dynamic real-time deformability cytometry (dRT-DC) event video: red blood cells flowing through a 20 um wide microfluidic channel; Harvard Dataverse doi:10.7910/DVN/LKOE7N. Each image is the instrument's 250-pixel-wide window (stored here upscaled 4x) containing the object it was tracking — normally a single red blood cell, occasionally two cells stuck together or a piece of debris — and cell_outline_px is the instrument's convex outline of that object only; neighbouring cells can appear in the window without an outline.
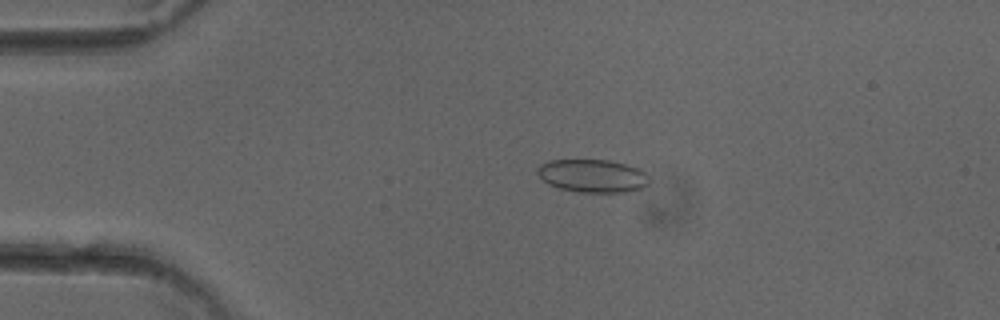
{"species": "common noctule bat (a hibernating species)", "species_latin": "Nyctalus noctula", "temperature_condition": "cold", "stored_images_in_passage": 41, "camera_frame_rate_fps": 3000, "um_per_image_px": 0.085, "animal": {"sex": "female"}, "frame": {"image": 1, "passage_image": 1, "time_ms": 0.0, "image_size_px": [1000, 320], "cell_outline_px": [[648, 184], [644, 188], [624, 192], [580, 192], [560, 188], [548, 184], [536, 172], [536, 168], [540, 164], [548, 160], [608, 160], [624, 164], [636, 168], [644, 172], [648, 176]], "centroid_in_image_um": [50.34, 14.94], "position_along_channel_um": 34.7, "area_um2": 21.39}}
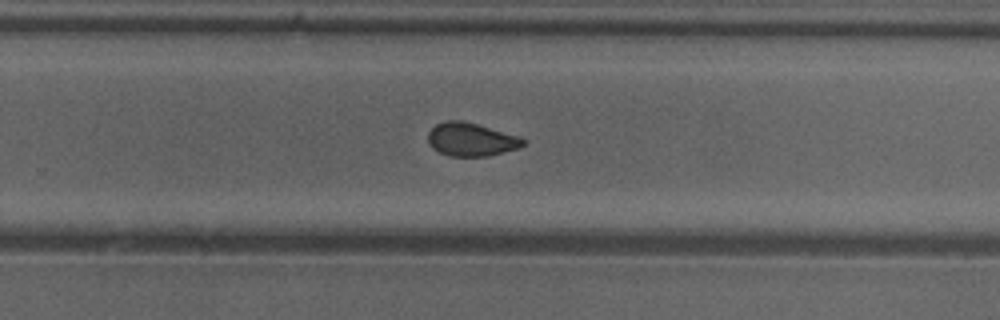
{"frame": {"image": 2, "passage_image": 23, "time_ms": 7.333, "image_size_px": [1000, 320], "cell_outline_px": [[528, 140], [520, 148], [488, 156], [448, 156], [432, 148], [428, 144], [428, 132], [436, 124], [444, 120], [464, 120], [516, 136]], "centroid_in_image_um": [40.02, 11.85], "position_along_channel_um": 289.8, "area_um2": 18.5}}
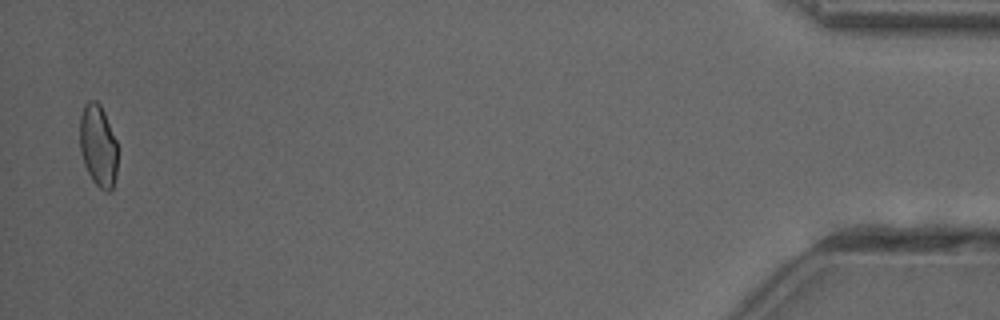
{"frame": {"image": 3, "passage_image": 40, "time_ms": 13.0, "image_size_px": [1000, 320], "cell_outline_px": [[116, 176], [112, 188], [108, 192], [104, 192], [92, 180], [84, 164], [80, 152], [80, 116], [84, 104], [88, 100], [96, 100], [100, 104], [104, 112], [116, 140]], "centroid_in_image_um": [8.32, 12.38], "position_along_channel_um": 426.9, "area_um2": 18.03}, "authors_computed_cell_mechanics": {"area_um2": 18.8428, "velocity_mm_per_s": 4.0589, "shape_relaxation_time_tau1_ms": null, "shape_relaxation_time_tau2_ms": 1.3111, "deformation_change_tau1": null, "deformation_change_tau2": 0.0689}}